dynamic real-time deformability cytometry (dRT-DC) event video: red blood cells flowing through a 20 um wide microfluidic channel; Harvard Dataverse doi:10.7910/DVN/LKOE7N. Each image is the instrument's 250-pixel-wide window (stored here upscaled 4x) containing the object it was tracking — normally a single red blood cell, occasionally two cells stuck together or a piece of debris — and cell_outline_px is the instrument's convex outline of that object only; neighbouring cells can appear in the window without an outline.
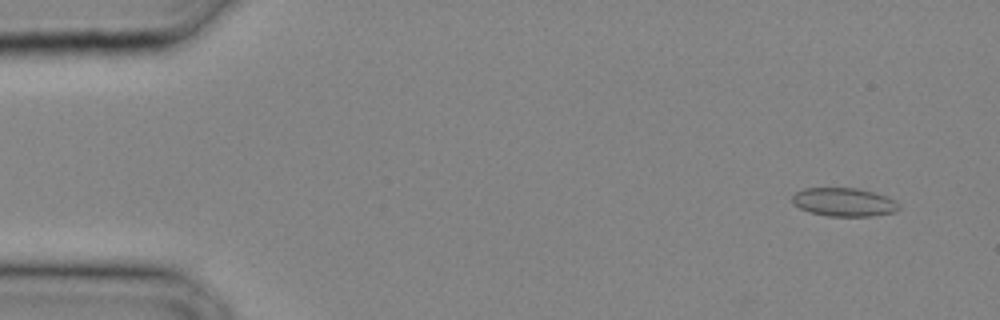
{"species": "common noctule bat (a hibernating species)", "species_latin": "Nyctalus noctula", "temperature_condition": "cold", "stored_images_in_passage": 13, "camera_frame_rate_fps": 3000, "um_per_image_px": 0.085, "animal": {"sex": "male", "body_mass_g": 20.4}, "frame": {"image": 1, "passage_image": 2, "time_ms": 0.333, "image_size_px": [1000, 320], "cell_outline_px": [[900, 208], [896, 212], [868, 216], [828, 216], [808, 212], [792, 204], [792, 196], [796, 192], [804, 188], [856, 188], [872, 192], [896, 200], [900, 204]], "centroid_in_image_um": [71.72, 17.18], "position_along_channel_um": 13.3, "area_um2": 17.74}}
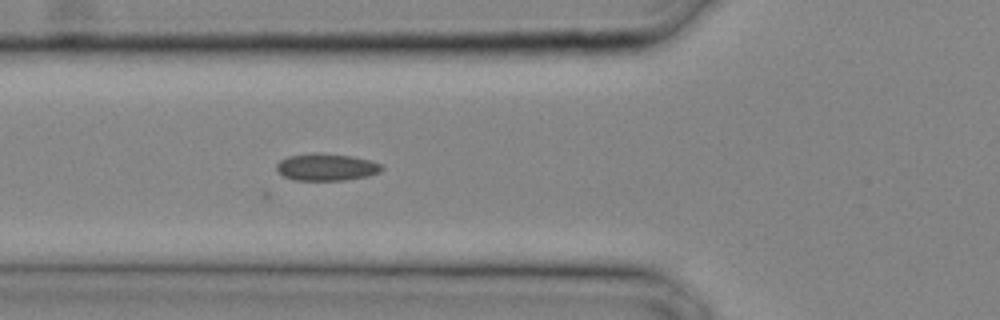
{"frame": {"image": 2, "passage_image": 11, "time_ms": 3.333, "image_size_px": [1000, 320], "cell_outline_px": [[384, 168], [380, 172], [368, 176], [344, 180], [296, 180], [284, 176], [276, 168], [276, 164], [280, 160], [288, 156], [312, 152], [324, 152], [352, 156], [372, 160], [380, 164]], "centroid_in_image_um": [27.76, 14.18], "position_along_channel_um": 98.0, "area_um2": 16.82}}
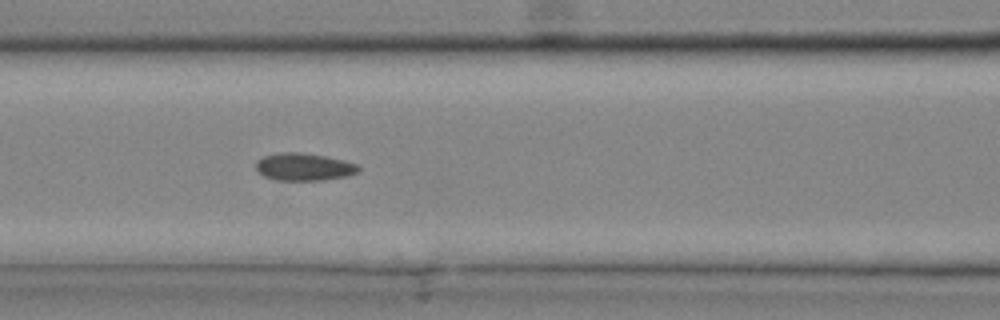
{"frame": {"image": 3, "passage_image": 13, "time_ms": 4.0, "image_size_px": [1000, 320], "cell_outline_px": [[360, 168], [356, 172], [348, 176], [324, 180], [276, 180], [264, 176], [256, 172], [256, 160], [264, 156], [280, 152], [300, 152], [324, 156], [344, 160], [360, 164]], "centroid_in_image_um": [25.82, 14.18], "position_along_channel_um": 140.8, "area_um2": 16.59}}